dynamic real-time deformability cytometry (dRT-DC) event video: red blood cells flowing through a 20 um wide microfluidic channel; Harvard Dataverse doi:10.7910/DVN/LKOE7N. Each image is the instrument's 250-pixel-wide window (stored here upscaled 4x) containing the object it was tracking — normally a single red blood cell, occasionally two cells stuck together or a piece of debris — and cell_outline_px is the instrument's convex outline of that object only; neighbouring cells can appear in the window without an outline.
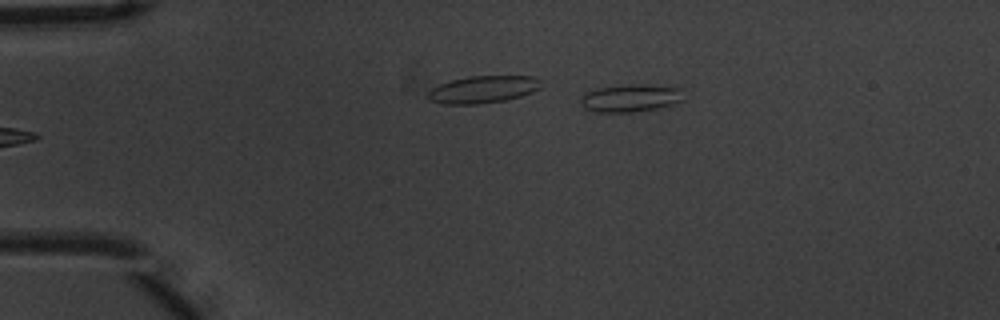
{"species": "common noctule bat (a hibernating species)", "species_latin": "Nyctalus noctula", "temperature_condition": "warm", "stored_images_in_passage": 4, "camera_frame_rate_fps": 3000, "um_per_image_px": 0.085, "animal": {"sex": "male", "body_mass_g": 20.1, "forearm_length_mm": 53.5}, "frame": {"image": 1, "passage_image": 4, "time_ms": 1.0, "image_size_px": [1000, 320], "cell_outline_px": [[684, 100], [680, 104], [660, 108], [632, 112], [596, 112], [584, 108], [580, 104], [580, 96], [596, 88], [628, 84], [672, 84], [680, 88]], "centroid_in_image_um": [53.69, 8.32], "position_along_channel_um": 31.3, "area_um2": 17.34}}